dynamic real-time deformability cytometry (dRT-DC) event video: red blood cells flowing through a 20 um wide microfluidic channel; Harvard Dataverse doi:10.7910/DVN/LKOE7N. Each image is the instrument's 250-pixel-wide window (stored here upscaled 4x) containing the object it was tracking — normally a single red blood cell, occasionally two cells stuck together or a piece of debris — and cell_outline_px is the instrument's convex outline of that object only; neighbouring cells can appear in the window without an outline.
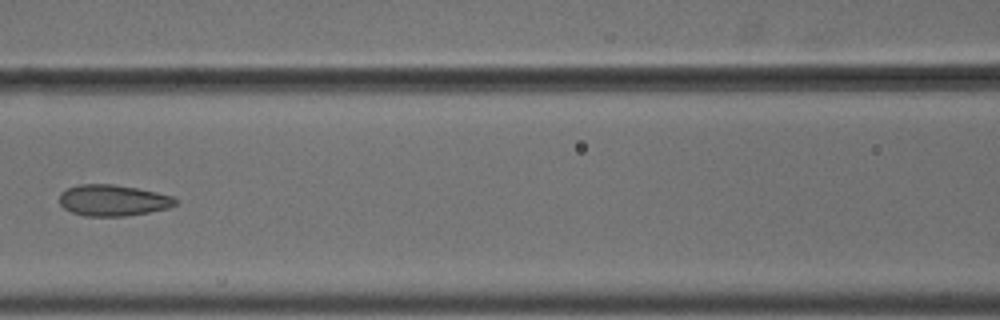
{"species": "common noctule bat (a hibernating species)", "species_latin": "Nyctalus noctula", "temperature_condition": "cold", "stored_images_in_passage": 10, "camera_frame_rate_fps": 3000, "um_per_image_px": 0.085, "animal": {"sex": "male", "body_mass_g": 18.8}, "frame": {"image": 1, "passage_image": 7, "time_ms": 2.0, "image_size_px": [1000, 320], "cell_outline_px": [[176, 204], [168, 208], [148, 212], [124, 216], [84, 216], [72, 212], [64, 208], [60, 204], [60, 192], [76, 184], [112, 184], [136, 188], [156, 192], [172, 196], [176, 200]], "centroid_in_image_um": [9.57, 17.02], "position_along_channel_um": 157.0, "area_um2": 20.98}}
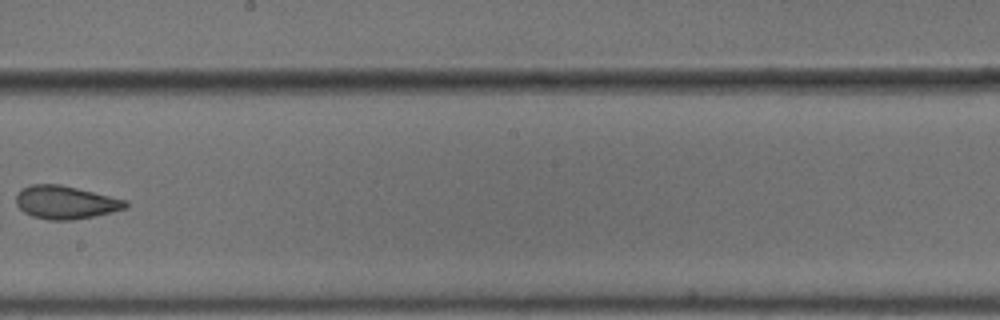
{"frame": {"image": 2, "passage_image": 9, "time_ms": 2.667, "image_size_px": [1000, 320], "cell_outline_px": [[128, 208], [92, 216], [72, 220], [48, 220], [32, 216], [24, 212], [16, 204], [16, 196], [20, 188], [32, 184], [60, 184], [124, 200], [128, 204]], "centroid_in_image_um": [5.51, 17.2], "position_along_channel_um": 242.7, "area_um2": 20.87}}
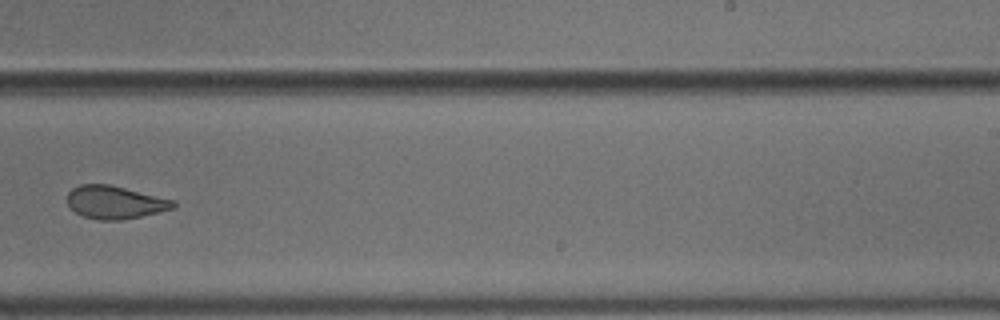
{"frame": {"image": 3, "passage_image": 10, "time_ms": 3.0, "image_size_px": [1000, 320], "cell_outline_px": [[176, 208], [140, 216], [120, 220], [100, 220], [84, 216], [68, 208], [68, 192], [72, 188], [80, 184], [108, 184], [176, 200]], "centroid_in_image_um": [9.78, 17.19], "position_along_channel_um": 279.2, "area_um2": 20.35}}